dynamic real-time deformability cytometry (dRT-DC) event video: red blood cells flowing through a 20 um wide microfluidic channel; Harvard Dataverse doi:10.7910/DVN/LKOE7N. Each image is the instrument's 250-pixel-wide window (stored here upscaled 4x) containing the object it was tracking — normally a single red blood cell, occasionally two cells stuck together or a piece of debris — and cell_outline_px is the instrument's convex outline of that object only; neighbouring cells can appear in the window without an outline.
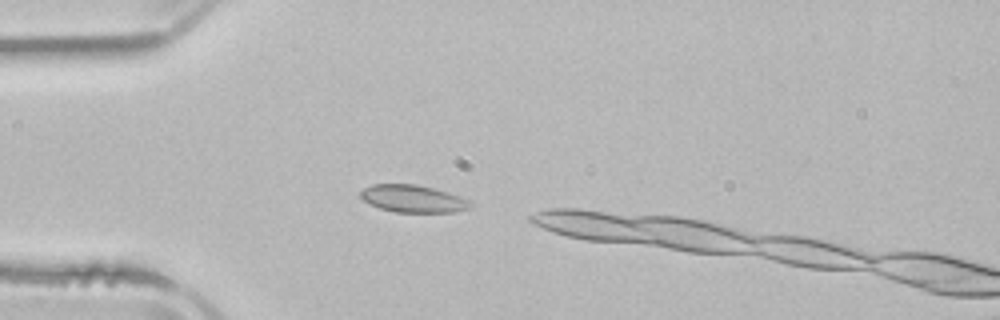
{"species": "common noctule bat (a hibernating species)", "species_latin": "Nyctalus noctula", "temperature_condition": "room temperature", "stored_images_in_passage": 2, "camera_frame_rate_fps": 3000, "um_per_image_px": 0.085, "animal": {"sex": "male", "body_mass_g": 21.5, "forearm_length_mm": 52.0}, "frame": {"image": 1, "passage_image": 1, "time_ms": 0.0, "image_size_px": [1000, 320], "cell_outline_px": [[472, 208], [456, 212], [396, 212], [380, 208], [364, 200], [360, 196], [360, 192], [364, 188], [372, 184], [416, 184], [432, 188], [468, 200], [472, 204]], "centroid_in_image_um": [35.09, 16.89], "position_along_channel_um": 49.9, "area_um2": 17.22}}